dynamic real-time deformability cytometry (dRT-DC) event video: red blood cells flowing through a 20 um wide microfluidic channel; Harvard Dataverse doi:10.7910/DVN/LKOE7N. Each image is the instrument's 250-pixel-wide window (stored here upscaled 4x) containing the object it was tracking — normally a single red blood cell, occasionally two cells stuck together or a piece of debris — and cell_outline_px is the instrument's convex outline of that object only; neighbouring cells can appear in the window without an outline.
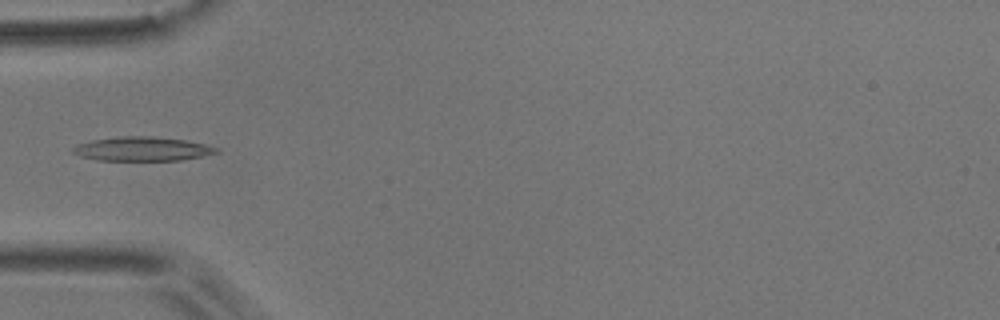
{"species": "common noctule bat (a hibernating species)", "species_latin": "Nyctalus noctula", "temperature_condition": "room temperature", "stored_images_in_passage": 4, "camera_frame_rate_fps": 3000, "um_per_image_px": 0.085, "animal": {"sex": "male", "body_mass_g": 17.9}, "frame": {"image": 1, "passage_image": 4, "time_ms": 1.0, "image_size_px": [1000, 320], "cell_outline_px": [[220, 152], [180, 160], [96, 160], [80, 156], [72, 152], [72, 148], [76, 144], [92, 140], [120, 136], [152, 136], [184, 140], [204, 144], [220, 148]], "centroid_in_image_um": [12.07, 12.65], "position_along_channel_um": 72.9, "area_um2": 20.06}}